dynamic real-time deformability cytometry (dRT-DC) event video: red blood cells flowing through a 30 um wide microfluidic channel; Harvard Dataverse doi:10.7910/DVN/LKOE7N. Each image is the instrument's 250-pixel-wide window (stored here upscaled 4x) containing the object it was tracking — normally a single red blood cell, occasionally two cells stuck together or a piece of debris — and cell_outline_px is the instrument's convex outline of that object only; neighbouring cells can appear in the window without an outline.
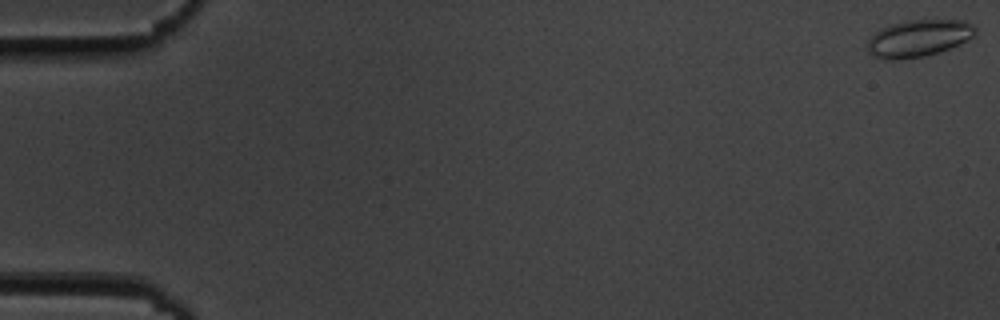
{"species": "common noctule bat (a hibernating species)", "species_latin": "Nyctalus noctula", "temperature_condition": "cold", "stored_images_in_passage": 57, "camera_frame_rate_fps": 3000, "um_per_image_px": 0.085, "animal": {"sex": "male", "body_mass_g": 19.5, "forearm_length_mm": 54.6}, "frame": {"image": 1, "passage_image": 1, "time_ms": 0.0, "image_size_px": [1000, 320], "cell_outline_px": [[976, 32], [972, 36], [960, 44], [940, 52], [924, 56], [900, 60], [880, 60], [872, 56], [868, 52], [864, 44], [880, 28], [892, 24], [912, 20], [964, 20], [972, 24], [976, 28]], "centroid_in_image_um": [78.02, 3.28], "position_along_channel_um": 7.0, "area_um2": 23.52}}
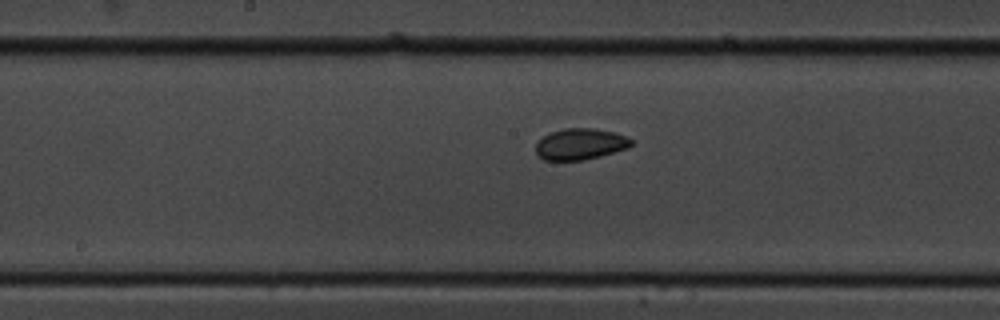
{"frame": {"image": 2, "passage_image": 30, "time_ms": 9.667, "image_size_px": [1000, 320], "cell_outline_px": [[632, 144], [628, 148], [600, 156], [584, 160], [544, 160], [536, 156], [536, 144], [544, 136], [552, 132], [564, 128], [592, 128], [616, 132], [628, 136], [632, 140]], "centroid_in_image_um": [49.34, 12.25], "position_along_channel_um": 198.9, "area_um2": 17.46}}
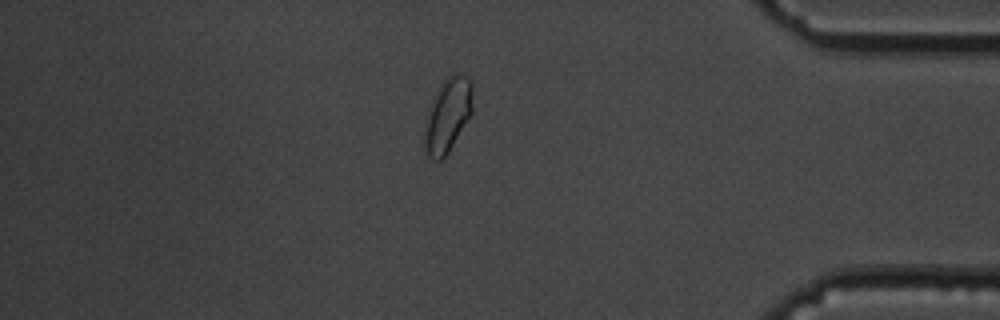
{"frame": {"image": 3, "passage_image": 49, "time_ms": 16.0, "image_size_px": [1000, 320], "cell_outline_px": [[472, 112], [448, 152], [440, 160], [432, 160], [428, 156], [424, 148], [424, 132], [428, 116], [436, 92], [440, 84], [452, 72], [456, 72], [472, 80]], "centroid_in_image_um": [38.07, 9.77], "position_along_channel_um": 397.1, "area_um2": 20.35}, "authors_computed_cell_mechanics": {"area_um2": 18.4382, "velocity_mm_per_s": 3.5885, "shape_relaxation_time_tau1_ms": 3.6042, "shape_relaxation_time_tau2_ms": 1.2164, "deformation_change_tau1": 0.0535, "deformation_change_tau2": 0.0348}}